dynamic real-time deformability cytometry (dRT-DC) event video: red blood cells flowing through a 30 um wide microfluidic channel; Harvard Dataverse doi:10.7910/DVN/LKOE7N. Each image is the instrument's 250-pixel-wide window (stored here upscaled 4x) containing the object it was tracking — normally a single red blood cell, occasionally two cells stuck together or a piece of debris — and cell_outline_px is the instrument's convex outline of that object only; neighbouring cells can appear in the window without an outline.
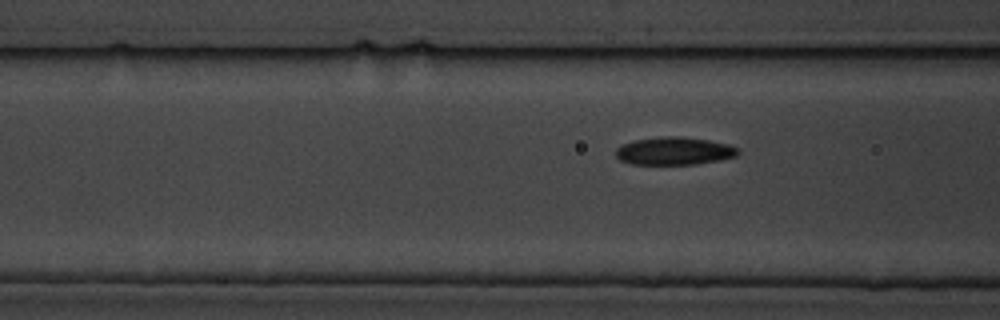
{"species": "common noctule bat (a hibernating species)", "species_latin": "Nyctalus noctula", "temperature_condition": "cold", "stored_images_in_passage": 8, "segment_of_instrument_passage": [2, 2], "camera_frame_rate_fps": 3000, "um_per_image_px": 0.085, "animal": {"sex": "male", "body_mass_g": 19.5, "forearm_length_mm": 54.6}, "frame": {"image": 1, "passage_image": 8, "time_ms": 9.0, "image_size_px": [1000, 320], "cell_outline_px": [[740, 152], [736, 156], [720, 160], [696, 164], [632, 164], [620, 160], [616, 156], [616, 148], [624, 144], [636, 140], [668, 136], [680, 136], [708, 140], [728, 144], [740, 148]], "centroid_in_image_um": [57.35, 12.84], "position_along_channel_um": 109.2, "area_um2": 19.71}}